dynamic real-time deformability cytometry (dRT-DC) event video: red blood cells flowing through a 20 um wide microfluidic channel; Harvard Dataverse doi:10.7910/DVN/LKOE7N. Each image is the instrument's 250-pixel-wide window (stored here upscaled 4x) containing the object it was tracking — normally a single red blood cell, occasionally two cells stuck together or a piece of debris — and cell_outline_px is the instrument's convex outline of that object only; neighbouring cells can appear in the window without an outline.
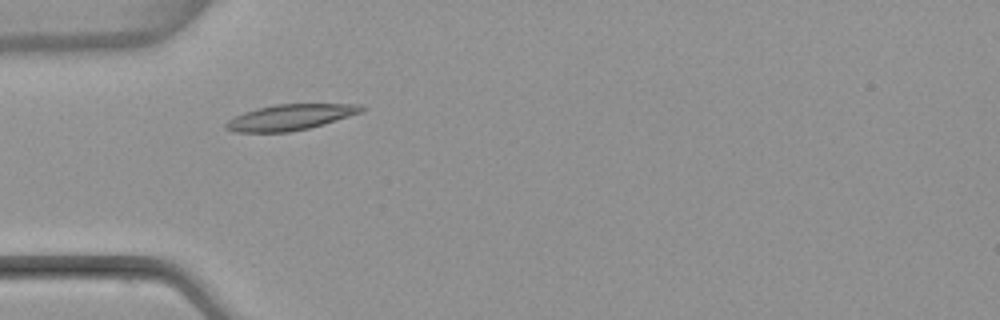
{"species": "common noctule bat (a hibernating species)", "species_latin": "Nyctalus noctula", "temperature_condition": "warm", "stored_images_in_passage": 6, "camera_frame_rate_fps": 3000, "um_per_image_px": 0.085, "animal": {"sex": "female", "body_mass_g": 22.7, "forearm_length_mm": 54.2}, "frame": {"image": 1, "passage_image": 4, "time_ms": 3.667, "image_size_px": [1000, 320], "cell_outline_px": [[364, 112], [324, 124], [308, 128], [288, 132], [236, 132], [224, 128], [224, 124], [228, 120], [244, 112], [256, 108], [276, 104], [360, 104], [364, 108]], "centroid_in_image_um": [24.68, 9.96], "position_along_channel_um": 60.3, "area_um2": 20.35}}
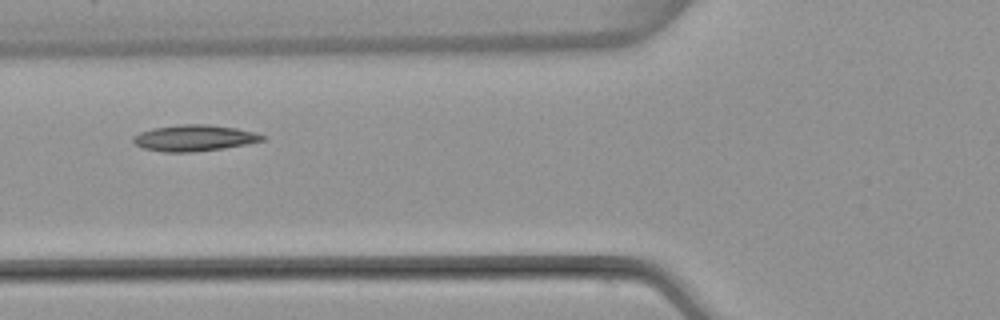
{"frame": {"image": 2, "passage_image": 5, "time_ms": 5.0, "image_size_px": [1000, 320], "cell_outline_px": [[264, 140], [224, 148], [192, 152], [164, 152], [144, 148], [136, 144], [132, 140], [132, 136], [140, 132], [152, 128], [180, 124], [208, 124], [236, 128], [256, 132], [264, 136]], "centroid_in_image_um": [16.48, 11.72], "position_along_channel_um": 109.3, "area_um2": 19.65}}
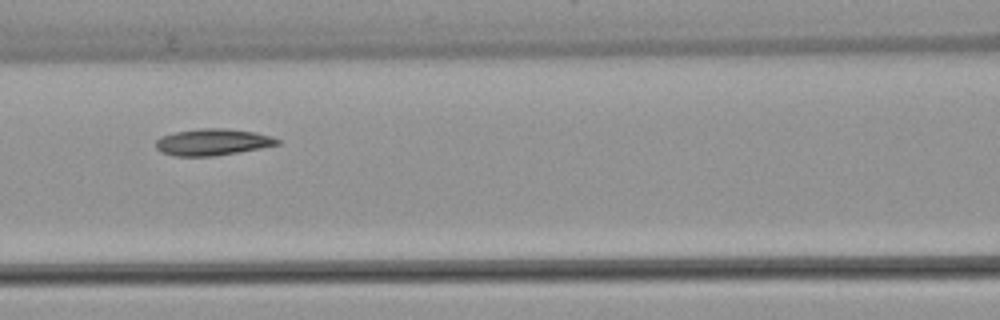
{"frame": {"image": 3, "passage_image": 6, "time_ms": 6.0, "image_size_px": [1000, 320], "cell_outline_px": [[280, 144], [260, 148], [216, 156], [172, 156], [160, 152], [156, 148], [156, 140], [160, 136], [176, 132], [200, 128], [224, 128], [252, 132], [272, 136], [280, 140]], "centroid_in_image_um": [18.04, 12.08], "position_along_channel_um": 148.6, "area_um2": 18.84}}